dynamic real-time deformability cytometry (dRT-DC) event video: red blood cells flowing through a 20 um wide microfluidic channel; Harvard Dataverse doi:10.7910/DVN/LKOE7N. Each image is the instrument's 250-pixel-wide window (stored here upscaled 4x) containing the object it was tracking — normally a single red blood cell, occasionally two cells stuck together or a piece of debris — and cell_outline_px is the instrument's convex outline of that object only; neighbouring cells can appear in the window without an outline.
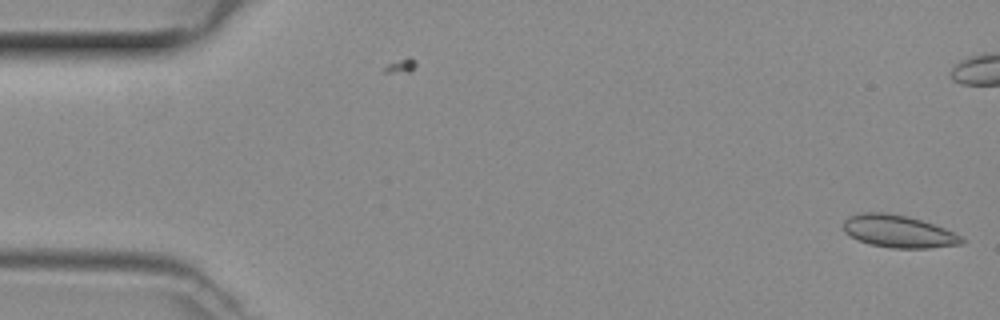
{"species": "common noctule bat (a hibernating species)", "species_latin": "Nyctalus noctula", "temperature_condition": "room temperature", "stored_images_in_passage": 4, "camera_frame_rate_fps": 3000, "um_per_image_px": 0.085, "animal": {"sex": "female", "body_mass_g": 29.2, "forearm_length_mm": 56.3}, "frame": {"image": 1, "passage_image": 4, "time_ms": 1.0, "image_size_px": [1000, 320], "cell_outline_px": [[964, 244], [928, 248], [892, 248], [872, 244], [860, 240], [844, 232], [844, 220], [848, 216], [860, 212], [884, 212], [908, 216], [944, 228], [960, 236], [964, 240]], "centroid_in_image_um": [76.36, 19.66], "position_along_channel_um": 8.6, "area_um2": 22.14}}